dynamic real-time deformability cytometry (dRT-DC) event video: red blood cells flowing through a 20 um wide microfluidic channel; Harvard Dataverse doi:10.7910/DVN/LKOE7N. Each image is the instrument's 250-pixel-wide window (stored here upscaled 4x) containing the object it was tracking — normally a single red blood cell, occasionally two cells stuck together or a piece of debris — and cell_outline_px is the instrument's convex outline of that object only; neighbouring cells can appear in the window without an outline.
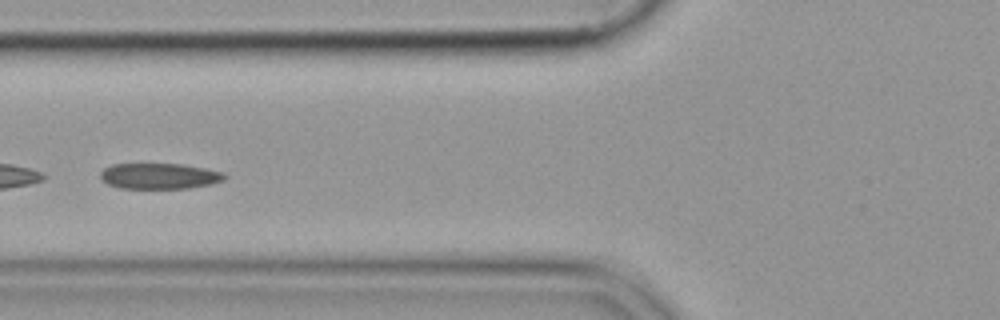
{"species": "common noctule bat (a hibernating species)", "species_latin": "Nyctalus noctula", "temperature_condition": "cold", "stored_images_in_passage": 53, "camera_frame_rate_fps": 3000, "um_per_image_px": 0.085, "animal": {"sex": "female", "body_mass_g": 19.9}, "frame": {"image": 1, "passage_image": 22, "time_ms": 7.0, "image_size_px": [1000, 320], "cell_outline_px": [[228, 176], [224, 180], [212, 184], [188, 188], [120, 188], [108, 184], [100, 180], [100, 172], [104, 168], [112, 164], [184, 164], [224, 172]], "centroid_in_image_um": [13.56, 14.96], "position_along_channel_um": 112.2, "area_um2": 18.79}}
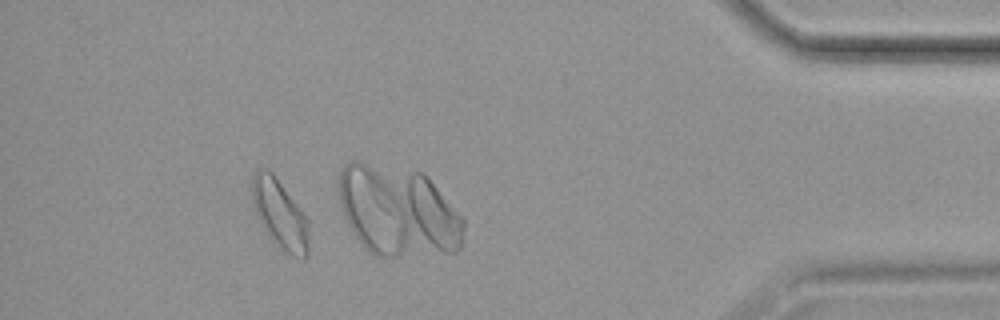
{"frame": {"image": 2, "passage_image": 48, "time_ms": 15.667, "image_size_px": [1000, 320], "cell_outline_px": [[308, 252], [304, 260], [292, 256], [272, 244], [260, 224], [252, 200], [252, 176], [256, 168], [268, 168], [276, 176], [300, 208], [308, 220]], "centroid_in_image_um": [23.77, 18.21], "position_along_channel_um": 411.4, "area_um2": 23.29}}